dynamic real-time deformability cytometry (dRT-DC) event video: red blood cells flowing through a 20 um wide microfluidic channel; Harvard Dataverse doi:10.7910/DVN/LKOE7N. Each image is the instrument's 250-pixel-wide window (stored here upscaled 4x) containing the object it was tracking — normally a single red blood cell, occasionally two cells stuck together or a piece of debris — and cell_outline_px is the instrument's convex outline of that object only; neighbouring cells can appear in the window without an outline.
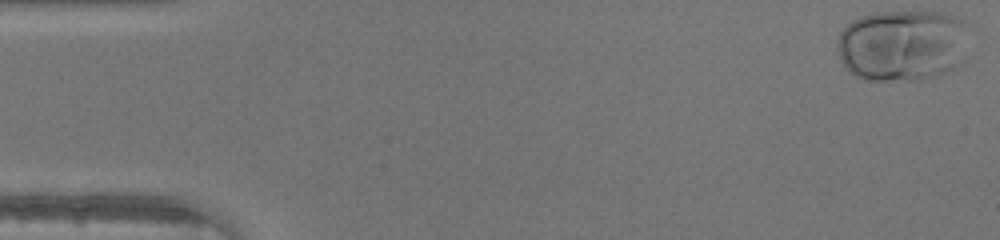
{"species": "human", "species_latin": "Homo sapiens", "temperature_condition": "warm", "stored_images_in_passage": 37, "camera_frame_rate_fps": 3000, "um_per_image_px": 0.085, "donor": {"sex": "male"}, "frame": {"image": 1, "passage_image": 1, "time_ms": 0.0, "image_size_px": [1000, 240], "cell_outline_px": [[964, 24], [956, 64], [952, 68], [944, 72], [920, 80], [872, 80], [856, 76], [844, 64], [840, 56], [836, 44], [840, 32], [852, 20], [860, 16], [876, 12], [940, 12], [964, 20]], "centroid_in_image_um": [76.56, 3.83], "position_along_channel_um": 8.4, "area_um2": 53.35}}
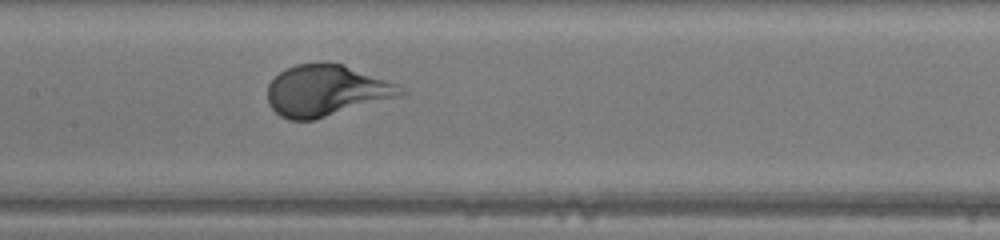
{"frame": {"image": 2, "passage_image": 22, "time_ms": 7.0, "image_size_px": [1000, 240], "cell_outline_px": [[408, 92], [400, 96], [312, 120], [288, 120], [280, 116], [268, 104], [268, 84], [284, 68], [296, 64], [320, 60], [328, 60], [344, 64], [400, 84]], "centroid_in_image_um": [27.74, 7.65], "position_along_channel_um": 179.7, "area_um2": 40.34}}
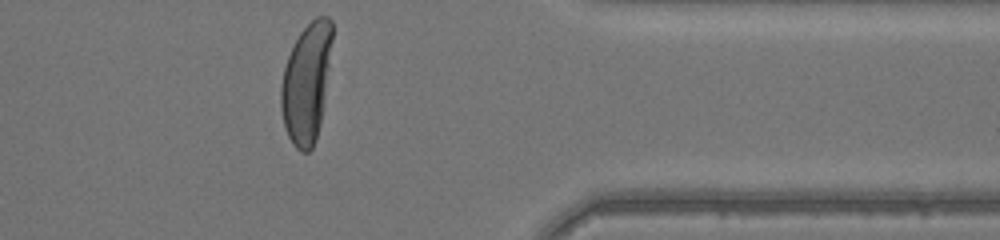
{"frame": {"image": 3, "passage_image": 37, "time_ms": 12.0, "image_size_px": [1000, 240], "cell_outline_px": [[332, 40], [320, 120], [316, 140], [312, 148], [308, 152], [300, 152], [292, 144], [288, 136], [284, 124], [280, 108], [280, 88], [284, 68], [288, 56], [300, 32], [316, 16], [328, 16], [332, 20]], "centroid_in_image_um": [26.02, 7.05], "position_along_channel_um": 385.4, "area_um2": 35.14}}